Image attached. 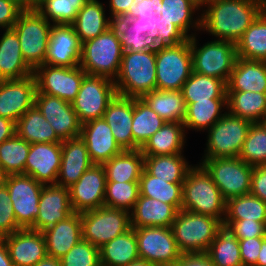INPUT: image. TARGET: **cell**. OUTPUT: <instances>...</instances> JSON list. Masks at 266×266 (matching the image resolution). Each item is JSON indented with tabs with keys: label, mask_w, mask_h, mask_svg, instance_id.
I'll use <instances>...</instances> for the list:
<instances>
[{
	"label": "cell",
	"mask_w": 266,
	"mask_h": 266,
	"mask_svg": "<svg viewBox=\"0 0 266 266\" xmlns=\"http://www.w3.org/2000/svg\"><path fill=\"white\" fill-rule=\"evenodd\" d=\"M201 14V31L234 44L262 12V0H214Z\"/></svg>",
	"instance_id": "cell-1"
},
{
	"label": "cell",
	"mask_w": 266,
	"mask_h": 266,
	"mask_svg": "<svg viewBox=\"0 0 266 266\" xmlns=\"http://www.w3.org/2000/svg\"><path fill=\"white\" fill-rule=\"evenodd\" d=\"M146 36L153 37L159 46H176L189 37L166 14L162 0H133L122 17Z\"/></svg>",
	"instance_id": "cell-2"
},
{
	"label": "cell",
	"mask_w": 266,
	"mask_h": 266,
	"mask_svg": "<svg viewBox=\"0 0 266 266\" xmlns=\"http://www.w3.org/2000/svg\"><path fill=\"white\" fill-rule=\"evenodd\" d=\"M181 210L213 216L222 223L224 221L226 201L200 163L192 166L186 174Z\"/></svg>",
	"instance_id": "cell-3"
},
{
	"label": "cell",
	"mask_w": 266,
	"mask_h": 266,
	"mask_svg": "<svg viewBox=\"0 0 266 266\" xmlns=\"http://www.w3.org/2000/svg\"><path fill=\"white\" fill-rule=\"evenodd\" d=\"M116 93L142 98L156 89V51H123L120 69L114 80Z\"/></svg>",
	"instance_id": "cell-4"
},
{
	"label": "cell",
	"mask_w": 266,
	"mask_h": 266,
	"mask_svg": "<svg viewBox=\"0 0 266 266\" xmlns=\"http://www.w3.org/2000/svg\"><path fill=\"white\" fill-rule=\"evenodd\" d=\"M123 50L116 28L112 25L106 32L85 41L81 46L80 67L88 75L115 80L122 60Z\"/></svg>",
	"instance_id": "cell-5"
},
{
	"label": "cell",
	"mask_w": 266,
	"mask_h": 266,
	"mask_svg": "<svg viewBox=\"0 0 266 266\" xmlns=\"http://www.w3.org/2000/svg\"><path fill=\"white\" fill-rule=\"evenodd\" d=\"M222 226L213 216L179 210L170 228L182 253H206Z\"/></svg>",
	"instance_id": "cell-6"
},
{
	"label": "cell",
	"mask_w": 266,
	"mask_h": 266,
	"mask_svg": "<svg viewBox=\"0 0 266 266\" xmlns=\"http://www.w3.org/2000/svg\"><path fill=\"white\" fill-rule=\"evenodd\" d=\"M196 36L189 38L192 71L221 79L227 84L237 59L236 44L214 39L198 47Z\"/></svg>",
	"instance_id": "cell-7"
},
{
	"label": "cell",
	"mask_w": 266,
	"mask_h": 266,
	"mask_svg": "<svg viewBox=\"0 0 266 266\" xmlns=\"http://www.w3.org/2000/svg\"><path fill=\"white\" fill-rule=\"evenodd\" d=\"M51 26L35 10L22 11L12 27L18 35L22 57L33 71L45 62Z\"/></svg>",
	"instance_id": "cell-8"
},
{
	"label": "cell",
	"mask_w": 266,
	"mask_h": 266,
	"mask_svg": "<svg viewBox=\"0 0 266 266\" xmlns=\"http://www.w3.org/2000/svg\"><path fill=\"white\" fill-rule=\"evenodd\" d=\"M252 122L228 111L207 130L203 159L238 157Z\"/></svg>",
	"instance_id": "cell-9"
},
{
	"label": "cell",
	"mask_w": 266,
	"mask_h": 266,
	"mask_svg": "<svg viewBox=\"0 0 266 266\" xmlns=\"http://www.w3.org/2000/svg\"><path fill=\"white\" fill-rule=\"evenodd\" d=\"M82 239L100 248L131 229L130 212L103 206L80 213Z\"/></svg>",
	"instance_id": "cell-10"
},
{
	"label": "cell",
	"mask_w": 266,
	"mask_h": 266,
	"mask_svg": "<svg viewBox=\"0 0 266 266\" xmlns=\"http://www.w3.org/2000/svg\"><path fill=\"white\" fill-rule=\"evenodd\" d=\"M224 200L250 193L253 166L238 157L201 159Z\"/></svg>",
	"instance_id": "cell-11"
},
{
	"label": "cell",
	"mask_w": 266,
	"mask_h": 266,
	"mask_svg": "<svg viewBox=\"0 0 266 266\" xmlns=\"http://www.w3.org/2000/svg\"><path fill=\"white\" fill-rule=\"evenodd\" d=\"M192 73L189 39L176 46H160L156 51V89L178 91Z\"/></svg>",
	"instance_id": "cell-12"
},
{
	"label": "cell",
	"mask_w": 266,
	"mask_h": 266,
	"mask_svg": "<svg viewBox=\"0 0 266 266\" xmlns=\"http://www.w3.org/2000/svg\"><path fill=\"white\" fill-rule=\"evenodd\" d=\"M116 94L113 80L86 74L75 100L71 103L80 123L103 118L107 105Z\"/></svg>",
	"instance_id": "cell-13"
},
{
	"label": "cell",
	"mask_w": 266,
	"mask_h": 266,
	"mask_svg": "<svg viewBox=\"0 0 266 266\" xmlns=\"http://www.w3.org/2000/svg\"><path fill=\"white\" fill-rule=\"evenodd\" d=\"M10 194L17 224L22 229L31 228L39 214V199L43 184L25 174H11L3 178Z\"/></svg>",
	"instance_id": "cell-14"
},
{
	"label": "cell",
	"mask_w": 266,
	"mask_h": 266,
	"mask_svg": "<svg viewBox=\"0 0 266 266\" xmlns=\"http://www.w3.org/2000/svg\"><path fill=\"white\" fill-rule=\"evenodd\" d=\"M139 257L156 266H173L181 257L170 227L134 228Z\"/></svg>",
	"instance_id": "cell-15"
},
{
	"label": "cell",
	"mask_w": 266,
	"mask_h": 266,
	"mask_svg": "<svg viewBox=\"0 0 266 266\" xmlns=\"http://www.w3.org/2000/svg\"><path fill=\"white\" fill-rule=\"evenodd\" d=\"M37 93L59 97L72 103L82 84L86 72L80 67H60L43 64L33 71Z\"/></svg>",
	"instance_id": "cell-16"
},
{
	"label": "cell",
	"mask_w": 266,
	"mask_h": 266,
	"mask_svg": "<svg viewBox=\"0 0 266 266\" xmlns=\"http://www.w3.org/2000/svg\"><path fill=\"white\" fill-rule=\"evenodd\" d=\"M106 175L102 164H93L71 185L70 202L74 212L83 213L104 206Z\"/></svg>",
	"instance_id": "cell-17"
},
{
	"label": "cell",
	"mask_w": 266,
	"mask_h": 266,
	"mask_svg": "<svg viewBox=\"0 0 266 266\" xmlns=\"http://www.w3.org/2000/svg\"><path fill=\"white\" fill-rule=\"evenodd\" d=\"M36 93L34 75L0 80V117L17 122L27 110L35 106Z\"/></svg>",
	"instance_id": "cell-18"
},
{
	"label": "cell",
	"mask_w": 266,
	"mask_h": 266,
	"mask_svg": "<svg viewBox=\"0 0 266 266\" xmlns=\"http://www.w3.org/2000/svg\"><path fill=\"white\" fill-rule=\"evenodd\" d=\"M35 106L62 141L80 137L82 124L71 103L59 97L36 93Z\"/></svg>",
	"instance_id": "cell-19"
},
{
	"label": "cell",
	"mask_w": 266,
	"mask_h": 266,
	"mask_svg": "<svg viewBox=\"0 0 266 266\" xmlns=\"http://www.w3.org/2000/svg\"><path fill=\"white\" fill-rule=\"evenodd\" d=\"M81 46L72 24L52 25L44 64L60 67L79 66Z\"/></svg>",
	"instance_id": "cell-20"
},
{
	"label": "cell",
	"mask_w": 266,
	"mask_h": 266,
	"mask_svg": "<svg viewBox=\"0 0 266 266\" xmlns=\"http://www.w3.org/2000/svg\"><path fill=\"white\" fill-rule=\"evenodd\" d=\"M61 157V143H32L25 164V175L43 185L56 184Z\"/></svg>",
	"instance_id": "cell-21"
},
{
	"label": "cell",
	"mask_w": 266,
	"mask_h": 266,
	"mask_svg": "<svg viewBox=\"0 0 266 266\" xmlns=\"http://www.w3.org/2000/svg\"><path fill=\"white\" fill-rule=\"evenodd\" d=\"M38 206L39 214L30 229L40 232L74 213L68 188L57 184L43 185Z\"/></svg>",
	"instance_id": "cell-22"
},
{
	"label": "cell",
	"mask_w": 266,
	"mask_h": 266,
	"mask_svg": "<svg viewBox=\"0 0 266 266\" xmlns=\"http://www.w3.org/2000/svg\"><path fill=\"white\" fill-rule=\"evenodd\" d=\"M14 266H35L47 256L43 233L37 230L19 229L2 238Z\"/></svg>",
	"instance_id": "cell-23"
},
{
	"label": "cell",
	"mask_w": 266,
	"mask_h": 266,
	"mask_svg": "<svg viewBox=\"0 0 266 266\" xmlns=\"http://www.w3.org/2000/svg\"><path fill=\"white\" fill-rule=\"evenodd\" d=\"M80 137L86 143L90 159L94 164H103L123 151L104 118L82 124Z\"/></svg>",
	"instance_id": "cell-24"
},
{
	"label": "cell",
	"mask_w": 266,
	"mask_h": 266,
	"mask_svg": "<svg viewBox=\"0 0 266 266\" xmlns=\"http://www.w3.org/2000/svg\"><path fill=\"white\" fill-rule=\"evenodd\" d=\"M61 165L56 184L69 188L94 163L90 159L86 143L81 137L64 140L61 143Z\"/></svg>",
	"instance_id": "cell-25"
},
{
	"label": "cell",
	"mask_w": 266,
	"mask_h": 266,
	"mask_svg": "<svg viewBox=\"0 0 266 266\" xmlns=\"http://www.w3.org/2000/svg\"><path fill=\"white\" fill-rule=\"evenodd\" d=\"M115 141L122 150H133V98L118 94L109 102L103 115Z\"/></svg>",
	"instance_id": "cell-26"
},
{
	"label": "cell",
	"mask_w": 266,
	"mask_h": 266,
	"mask_svg": "<svg viewBox=\"0 0 266 266\" xmlns=\"http://www.w3.org/2000/svg\"><path fill=\"white\" fill-rule=\"evenodd\" d=\"M42 233L47 255L60 259L82 239L81 215L74 212Z\"/></svg>",
	"instance_id": "cell-27"
},
{
	"label": "cell",
	"mask_w": 266,
	"mask_h": 266,
	"mask_svg": "<svg viewBox=\"0 0 266 266\" xmlns=\"http://www.w3.org/2000/svg\"><path fill=\"white\" fill-rule=\"evenodd\" d=\"M178 211L173 204L139 194L134 208L130 211L131 228L171 227Z\"/></svg>",
	"instance_id": "cell-28"
},
{
	"label": "cell",
	"mask_w": 266,
	"mask_h": 266,
	"mask_svg": "<svg viewBox=\"0 0 266 266\" xmlns=\"http://www.w3.org/2000/svg\"><path fill=\"white\" fill-rule=\"evenodd\" d=\"M0 37V80L22 79L33 70L22 57L18 35L13 28L3 29Z\"/></svg>",
	"instance_id": "cell-29"
},
{
	"label": "cell",
	"mask_w": 266,
	"mask_h": 266,
	"mask_svg": "<svg viewBox=\"0 0 266 266\" xmlns=\"http://www.w3.org/2000/svg\"><path fill=\"white\" fill-rule=\"evenodd\" d=\"M184 124L181 122H166L140 148L144 156L183 154L186 143Z\"/></svg>",
	"instance_id": "cell-30"
},
{
	"label": "cell",
	"mask_w": 266,
	"mask_h": 266,
	"mask_svg": "<svg viewBox=\"0 0 266 266\" xmlns=\"http://www.w3.org/2000/svg\"><path fill=\"white\" fill-rule=\"evenodd\" d=\"M227 91L266 93V61L237 57L227 82Z\"/></svg>",
	"instance_id": "cell-31"
},
{
	"label": "cell",
	"mask_w": 266,
	"mask_h": 266,
	"mask_svg": "<svg viewBox=\"0 0 266 266\" xmlns=\"http://www.w3.org/2000/svg\"><path fill=\"white\" fill-rule=\"evenodd\" d=\"M105 6L98 0H88L72 23L80 43L93 39L106 32L113 20L106 18Z\"/></svg>",
	"instance_id": "cell-32"
},
{
	"label": "cell",
	"mask_w": 266,
	"mask_h": 266,
	"mask_svg": "<svg viewBox=\"0 0 266 266\" xmlns=\"http://www.w3.org/2000/svg\"><path fill=\"white\" fill-rule=\"evenodd\" d=\"M106 182H139L144 169V155L137 150H123L102 164Z\"/></svg>",
	"instance_id": "cell-33"
},
{
	"label": "cell",
	"mask_w": 266,
	"mask_h": 266,
	"mask_svg": "<svg viewBox=\"0 0 266 266\" xmlns=\"http://www.w3.org/2000/svg\"><path fill=\"white\" fill-rule=\"evenodd\" d=\"M16 134L29 144L63 142L36 106L18 119Z\"/></svg>",
	"instance_id": "cell-34"
},
{
	"label": "cell",
	"mask_w": 266,
	"mask_h": 266,
	"mask_svg": "<svg viewBox=\"0 0 266 266\" xmlns=\"http://www.w3.org/2000/svg\"><path fill=\"white\" fill-rule=\"evenodd\" d=\"M140 259L134 228L100 247L101 266H127Z\"/></svg>",
	"instance_id": "cell-35"
},
{
	"label": "cell",
	"mask_w": 266,
	"mask_h": 266,
	"mask_svg": "<svg viewBox=\"0 0 266 266\" xmlns=\"http://www.w3.org/2000/svg\"><path fill=\"white\" fill-rule=\"evenodd\" d=\"M186 105L183 121L185 130L194 129L197 132H203L211 128L225 114L227 99H209V101H197Z\"/></svg>",
	"instance_id": "cell-36"
},
{
	"label": "cell",
	"mask_w": 266,
	"mask_h": 266,
	"mask_svg": "<svg viewBox=\"0 0 266 266\" xmlns=\"http://www.w3.org/2000/svg\"><path fill=\"white\" fill-rule=\"evenodd\" d=\"M192 165L183 154L144 156V170L169 183H183Z\"/></svg>",
	"instance_id": "cell-37"
},
{
	"label": "cell",
	"mask_w": 266,
	"mask_h": 266,
	"mask_svg": "<svg viewBox=\"0 0 266 266\" xmlns=\"http://www.w3.org/2000/svg\"><path fill=\"white\" fill-rule=\"evenodd\" d=\"M142 99L166 122L183 123L186 102L181 90H157L146 93Z\"/></svg>",
	"instance_id": "cell-38"
},
{
	"label": "cell",
	"mask_w": 266,
	"mask_h": 266,
	"mask_svg": "<svg viewBox=\"0 0 266 266\" xmlns=\"http://www.w3.org/2000/svg\"><path fill=\"white\" fill-rule=\"evenodd\" d=\"M186 103L209 101V99H227V84L214 77L192 71L181 89Z\"/></svg>",
	"instance_id": "cell-39"
},
{
	"label": "cell",
	"mask_w": 266,
	"mask_h": 266,
	"mask_svg": "<svg viewBox=\"0 0 266 266\" xmlns=\"http://www.w3.org/2000/svg\"><path fill=\"white\" fill-rule=\"evenodd\" d=\"M227 111L252 123L266 115V93L227 91Z\"/></svg>",
	"instance_id": "cell-40"
},
{
	"label": "cell",
	"mask_w": 266,
	"mask_h": 266,
	"mask_svg": "<svg viewBox=\"0 0 266 266\" xmlns=\"http://www.w3.org/2000/svg\"><path fill=\"white\" fill-rule=\"evenodd\" d=\"M165 123L142 98H133V150L140 149Z\"/></svg>",
	"instance_id": "cell-41"
},
{
	"label": "cell",
	"mask_w": 266,
	"mask_h": 266,
	"mask_svg": "<svg viewBox=\"0 0 266 266\" xmlns=\"http://www.w3.org/2000/svg\"><path fill=\"white\" fill-rule=\"evenodd\" d=\"M237 57L266 61V15L261 12L236 43Z\"/></svg>",
	"instance_id": "cell-42"
},
{
	"label": "cell",
	"mask_w": 266,
	"mask_h": 266,
	"mask_svg": "<svg viewBox=\"0 0 266 266\" xmlns=\"http://www.w3.org/2000/svg\"><path fill=\"white\" fill-rule=\"evenodd\" d=\"M183 183H169L149 175L144 169L139 179V194L163 203L173 204L178 210L182 206Z\"/></svg>",
	"instance_id": "cell-43"
},
{
	"label": "cell",
	"mask_w": 266,
	"mask_h": 266,
	"mask_svg": "<svg viewBox=\"0 0 266 266\" xmlns=\"http://www.w3.org/2000/svg\"><path fill=\"white\" fill-rule=\"evenodd\" d=\"M214 266H243L238 239L222 226L206 252Z\"/></svg>",
	"instance_id": "cell-44"
},
{
	"label": "cell",
	"mask_w": 266,
	"mask_h": 266,
	"mask_svg": "<svg viewBox=\"0 0 266 266\" xmlns=\"http://www.w3.org/2000/svg\"><path fill=\"white\" fill-rule=\"evenodd\" d=\"M30 144L15 134L0 144V172L6 176L25 174Z\"/></svg>",
	"instance_id": "cell-45"
},
{
	"label": "cell",
	"mask_w": 266,
	"mask_h": 266,
	"mask_svg": "<svg viewBox=\"0 0 266 266\" xmlns=\"http://www.w3.org/2000/svg\"><path fill=\"white\" fill-rule=\"evenodd\" d=\"M258 221L266 225V203L251 193L226 202L224 220Z\"/></svg>",
	"instance_id": "cell-46"
},
{
	"label": "cell",
	"mask_w": 266,
	"mask_h": 266,
	"mask_svg": "<svg viewBox=\"0 0 266 266\" xmlns=\"http://www.w3.org/2000/svg\"><path fill=\"white\" fill-rule=\"evenodd\" d=\"M162 4L171 23L180 28L189 38L197 34L195 31H201V14L196 19L194 17L196 11L199 12L200 9L190 0H162ZM190 29H193L194 33Z\"/></svg>",
	"instance_id": "cell-47"
},
{
	"label": "cell",
	"mask_w": 266,
	"mask_h": 266,
	"mask_svg": "<svg viewBox=\"0 0 266 266\" xmlns=\"http://www.w3.org/2000/svg\"><path fill=\"white\" fill-rule=\"evenodd\" d=\"M88 0H39L37 11L52 25L72 24Z\"/></svg>",
	"instance_id": "cell-48"
},
{
	"label": "cell",
	"mask_w": 266,
	"mask_h": 266,
	"mask_svg": "<svg viewBox=\"0 0 266 266\" xmlns=\"http://www.w3.org/2000/svg\"><path fill=\"white\" fill-rule=\"evenodd\" d=\"M113 26L123 51H157L160 48L153 37L146 36L124 18L113 21Z\"/></svg>",
	"instance_id": "cell-49"
},
{
	"label": "cell",
	"mask_w": 266,
	"mask_h": 266,
	"mask_svg": "<svg viewBox=\"0 0 266 266\" xmlns=\"http://www.w3.org/2000/svg\"><path fill=\"white\" fill-rule=\"evenodd\" d=\"M238 158L253 167L266 165V128L261 122L251 124Z\"/></svg>",
	"instance_id": "cell-50"
},
{
	"label": "cell",
	"mask_w": 266,
	"mask_h": 266,
	"mask_svg": "<svg viewBox=\"0 0 266 266\" xmlns=\"http://www.w3.org/2000/svg\"><path fill=\"white\" fill-rule=\"evenodd\" d=\"M139 197V182H106L104 206L131 211Z\"/></svg>",
	"instance_id": "cell-51"
},
{
	"label": "cell",
	"mask_w": 266,
	"mask_h": 266,
	"mask_svg": "<svg viewBox=\"0 0 266 266\" xmlns=\"http://www.w3.org/2000/svg\"><path fill=\"white\" fill-rule=\"evenodd\" d=\"M60 261L62 266H101L100 248L81 239Z\"/></svg>",
	"instance_id": "cell-52"
},
{
	"label": "cell",
	"mask_w": 266,
	"mask_h": 266,
	"mask_svg": "<svg viewBox=\"0 0 266 266\" xmlns=\"http://www.w3.org/2000/svg\"><path fill=\"white\" fill-rule=\"evenodd\" d=\"M22 229L16 221L10 194L4 183L0 185V239Z\"/></svg>",
	"instance_id": "cell-53"
},
{
	"label": "cell",
	"mask_w": 266,
	"mask_h": 266,
	"mask_svg": "<svg viewBox=\"0 0 266 266\" xmlns=\"http://www.w3.org/2000/svg\"><path fill=\"white\" fill-rule=\"evenodd\" d=\"M223 226L227 227L238 240L266 237V225L255 220H224Z\"/></svg>",
	"instance_id": "cell-54"
},
{
	"label": "cell",
	"mask_w": 266,
	"mask_h": 266,
	"mask_svg": "<svg viewBox=\"0 0 266 266\" xmlns=\"http://www.w3.org/2000/svg\"><path fill=\"white\" fill-rule=\"evenodd\" d=\"M265 239L266 237H255L238 240L243 266H255L257 264L261 245Z\"/></svg>",
	"instance_id": "cell-55"
},
{
	"label": "cell",
	"mask_w": 266,
	"mask_h": 266,
	"mask_svg": "<svg viewBox=\"0 0 266 266\" xmlns=\"http://www.w3.org/2000/svg\"><path fill=\"white\" fill-rule=\"evenodd\" d=\"M250 193L266 203V165L253 168Z\"/></svg>",
	"instance_id": "cell-56"
},
{
	"label": "cell",
	"mask_w": 266,
	"mask_h": 266,
	"mask_svg": "<svg viewBox=\"0 0 266 266\" xmlns=\"http://www.w3.org/2000/svg\"><path fill=\"white\" fill-rule=\"evenodd\" d=\"M21 12L13 2L0 0V29L12 28Z\"/></svg>",
	"instance_id": "cell-57"
},
{
	"label": "cell",
	"mask_w": 266,
	"mask_h": 266,
	"mask_svg": "<svg viewBox=\"0 0 266 266\" xmlns=\"http://www.w3.org/2000/svg\"><path fill=\"white\" fill-rule=\"evenodd\" d=\"M173 266H214L207 253H182Z\"/></svg>",
	"instance_id": "cell-58"
},
{
	"label": "cell",
	"mask_w": 266,
	"mask_h": 266,
	"mask_svg": "<svg viewBox=\"0 0 266 266\" xmlns=\"http://www.w3.org/2000/svg\"><path fill=\"white\" fill-rule=\"evenodd\" d=\"M133 0H109V17L115 21L122 18L132 6Z\"/></svg>",
	"instance_id": "cell-59"
},
{
	"label": "cell",
	"mask_w": 266,
	"mask_h": 266,
	"mask_svg": "<svg viewBox=\"0 0 266 266\" xmlns=\"http://www.w3.org/2000/svg\"><path fill=\"white\" fill-rule=\"evenodd\" d=\"M16 134V122L0 117V144Z\"/></svg>",
	"instance_id": "cell-60"
},
{
	"label": "cell",
	"mask_w": 266,
	"mask_h": 266,
	"mask_svg": "<svg viewBox=\"0 0 266 266\" xmlns=\"http://www.w3.org/2000/svg\"><path fill=\"white\" fill-rule=\"evenodd\" d=\"M13 2L22 11H35L37 10L39 0H8Z\"/></svg>",
	"instance_id": "cell-61"
},
{
	"label": "cell",
	"mask_w": 266,
	"mask_h": 266,
	"mask_svg": "<svg viewBox=\"0 0 266 266\" xmlns=\"http://www.w3.org/2000/svg\"><path fill=\"white\" fill-rule=\"evenodd\" d=\"M0 266H14L8 248L2 239H0Z\"/></svg>",
	"instance_id": "cell-62"
},
{
	"label": "cell",
	"mask_w": 266,
	"mask_h": 266,
	"mask_svg": "<svg viewBox=\"0 0 266 266\" xmlns=\"http://www.w3.org/2000/svg\"><path fill=\"white\" fill-rule=\"evenodd\" d=\"M35 266H62V265L60 259L47 255L45 258L40 260Z\"/></svg>",
	"instance_id": "cell-63"
},
{
	"label": "cell",
	"mask_w": 266,
	"mask_h": 266,
	"mask_svg": "<svg viewBox=\"0 0 266 266\" xmlns=\"http://www.w3.org/2000/svg\"><path fill=\"white\" fill-rule=\"evenodd\" d=\"M255 266H266V239L262 242L257 264Z\"/></svg>",
	"instance_id": "cell-64"
},
{
	"label": "cell",
	"mask_w": 266,
	"mask_h": 266,
	"mask_svg": "<svg viewBox=\"0 0 266 266\" xmlns=\"http://www.w3.org/2000/svg\"><path fill=\"white\" fill-rule=\"evenodd\" d=\"M194 5H196L200 10H203V6L206 8L208 1L207 0H190Z\"/></svg>",
	"instance_id": "cell-65"
},
{
	"label": "cell",
	"mask_w": 266,
	"mask_h": 266,
	"mask_svg": "<svg viewBox=\"0 0 266 266\" xmlns=\"http://www.w3.org/2000/svg\"><path fill=\"white\" fill-rule=\"evenodd\" d=\"M262 12L266 15V0H262Z\"/></svg>",
	"instance_id": "cell-66"
},
{
	"label": "cell",
	"mask_w": 266,
	"mask_h": 266,
	"mask_svg": "<svg viewBox=\"0 0 266 266\" xmlns=\"http://www.w3.org/2000/svg\"><path fill=\"white\" fill-rule=\"evenodd\" d=\"M262 125L266 128V115L261 120Z\"/></svg>",
	"instance_id": "cell-67"
},
{
	"label": "cell",
	"mask_w": 266,
	"mask_h": 266,
	"mask_svg": "<svg viewBox=\"0 0 266 266\" xmlns=\"http://www.w3.org/2000/svg\"><path fill=\"white\" fill-rule=\"evenodd\" d=\"M4 175L0 172V185L3 183Z\"/></svg>",
	"instance_id": "cell-68"
}]
</instances>
